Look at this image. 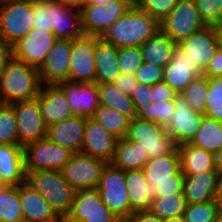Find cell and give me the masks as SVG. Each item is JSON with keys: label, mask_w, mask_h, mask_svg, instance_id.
Instances as JSON below:
<instances>
[{"label": "cell", "mask_w": 222, "mask_h": 222, "mask_svg": "<svg viewBox=\"0 0 222 222\" xmlns=\"http://www.w3.org/2000/svg\"><path fill=\"white\" fill-rule=\"evenodd\" d=\"M10 185H8L6 182H4V181H2L1 179H0V194H2L3 193V191L7 188V187H9Z\"/></svg>", "instance_id": "60"}, {"label": "cell", "mask_w": 222, "mask_h": 222, "mask_svg": "<svg viewBox=\"0 0 222 222\" xmlns=\"http://www.w3.org/2000/svg\"><path fill=\"white\" fill-rule=\"evenodd\" d=\"M25 171L57 170L63 166L74 154L70 150L44 139L31 142L23 147Z\"/></svg>", "instance_id": "10"}, {"label": "cell", "mask_w": 222, "mask_h": 222, "mask_svg": "<svg viewBox=\"0 0 222 222\" xmlns=\"http://www.w3.org/2000/svg\"><path fill=\"white\" fill-rule=\"evenodd\" d=\"M203 76L215 77L222 76V49H218L214 57L209 62L208 67L203 72Z\"/></svg>", "instance_id": "51"}, {"label": "cell", "mask_w": 222, "mask_h": 222, "mask_svg": "<svg viewBox=\"0 0 222 222\" xmlns=\"http://www.w3.org/2000/svg\"><path fill=\"white\" fill-rule=\"evenodd\" d=\"M124 222H163L149 210L135 211Z\"/></svg>", "instance_id": "52"}, {"label": "cell", "mask_w": 222, "mask_h": 222, "mask_svg": "<svg viewBox=\"0 0 222 222\" xmlns=\"http://www.w3.org/2000/svg\"><path fill=\"white\" fill-rule=\"evenodd\" d=\"M33 29L53 32L57 39L73 40L84 34L80 8L56 0L34 1Z\"/></svg>", "instance_id": "1"}, {"label": "cell", "mask_w": 222, "mask_h": 222, "mask_svg": "<svg viewBox=\"0 0 222 222\" xmlns=\"http://www.w3.org/2000/svg\"><path fill=\"white\" fill-rule=\"evenodd\" d=\"M58 85L63 89L67 103L73 115L92 117L98 108V89L96 82L62 81Z\"/></svg>", "instance_id": "20"}, {"label": "cell", "mask_w": 222, "mask_h": 222, "mask_svg": "<svg viewBox=\"0 0 222 222\" xmlns=\"http://www.w3.org/2000/svg\"><path fill=\"white\" fill-rule=\"evenodd\" d=\"M204 27L195 0H177L173 10L160 23V30L177 44Z\"/></svg>", "instance_id": "8"}, {"label": "cell", "mask_w": 222, "mask_h": 222, "mask_svg": "<svg viewBox=\"0 0 222 222\" xmlns=\"http://www.w3.org/2000/svg\"><path fill=\"white\" fill-rule=\"evenodd\" d=\"M187 55L193 65L202 72L219 49L216 33L212 26H205L177 44Z\"/></svg>", "instance_id": "17"}, {"label": "cell", "mask_w": 222, "mask_h": 222, "mask_svg": "<svg viewBox=\"0 0 222 222\" xmlns=\"http://www.w3.org/2000/svg\"><path fill=\"white\" fill-rule=\"evenodd\" d=\"M163 222H185L182 215L177 217H172L170 219L164 220Z\"/></svg>", "instance_id": "59"}, {"label": "cell", "mask_w": 222, "mask_h": 222, "mask_svg": "<svg viewBox=\"0 0 222 222\" xmlns=\"http://www.w3.org/2000/svg\"><path fill=\"white\" fill-rule=\"evenodd\" d=\"M34 1L16 0L0 4V38L11 45L33 29Z\"/></svg>", "instance_id": "7"}, {"label": "cell", "mask_w": 222, "mask_h": 222, "mask_svg": "<svg viewBox=\"0 0 222 222\" xmlns=\"http://www.w3.org/2000/svg\"><path fill=\"white\" fill-rule=\"evenodd\" d=\"M118 140L94 118L86 117L81 153L110 163Z\"/></svg>", "instance_id": "19"}, {"label": "cell", "mask_w": 222, "mask_h": 222, "mask_svg": "<svg viewBox=\"0 0 222 222\" xmlns=\"http://www.w3.org/2000/svg\"><path fill=\"white\" fill-rule=\"evenodd\" d=\"M8 1H16V0H0V4L8 2Z\"/></svg>", "instance_id": "63"}, {"label": "cell", "mask_w": 222, "mask_h": 222, "mask_svg": "<svg viewBox=\"0 0 222 222\" xmlns=\"http://www.w3.org/2000/svg\"><path fill=\"white\" fill-rule=\"evenodd\" d=\"M163 74L164 68L143 62L134 75L139 83L154 85L163 81Z\"/></svg>", "instance_id": "46"}, {"label": "cell", "mask_w": 222, "mask_h": 222, "mask_svg": "<svg viewBox=\"0 0 222 222\" xmlns=\"http://www.w3.org/2000/svg\"><path fill=\"white\" fill-rule=\"evenodd\" d=\"M177 150L180 155L181 171L184 174L216 171L215 154L189 142L179 144Z\"/></svg>", "instance_id": "29"}, {"label": "cell", "mask_w": 222, "mask_h": 222, "mask_svg": "<svg viewBox=\"0 0 222 222\" xmlns=\"http://www.w3.org/2000/svg\"><path fill=\"white\" fill-rule=\"evenodd\" d=\"M216 171L222 174V150L215 155Z\"/></svg>", "instance_id": "56"}, {"label": "cell", "mask_w": 222, "mask_h": 222, "mask_svg": "<svg viewBox=\"0 0 222 222\" xmlns=\"http://www.w3.org/2000/svg\"><path fill=\"white\" fill-rule=\"evenodd\" d=\"M144 62L140 46L118 48L117 63L124 75H134Z\"/></svg>", "instance_id": "43"}, {"label": "cell", "mask_w": 222, "mask_h": 222, "mask_svg": "<svg viewBox=\"0 0 222 222\" xmlns=\"http://www.w3.org/2000/svg\"><path fill=\"white\" fill-rule=\"evenodd\" d=\"M204 116L222 122V76L208 77Z\"/></svg>", "instance_id": "40"}, {"label": "cell", "mask_w": 222, "mask_h": 222, "mask_svg": "<svg viewBox=\"0 0 222 222\" xmlns=\"http://www.w3.org/2000/svg\"><path fill=\"white\" fill-rule=\"evenodd\" d=\"M96 36L83 35L72 40L69 81L95 82Z\"/></svg>", "instance_id": "15"}, {"label": "cell", "mask_w": 222, "mask_h": 222, "mask_svg": "<svg viewBox=\"0 0 222 222\" xmlns=\"http://www.w3.org/2000/svg\"><path fill=\"white\" fill-rule=\"evenodd\" d=\"M66 222H121L103 203L98 190H76Z\"/></svg>", "instance_id": "11"}, {"label": "cell", "mask_w": 222, "mask_h": 222, "mask_svg": "<svg viewBox=\"0 0 222 222\" xmlns=\"http://www.w3.org/2000/svg\"><path fill=\"white\" fill-rule=\"evenodd\" d=\"M160 30V24L137 5H132L101 36L114 46L134 47L143 44Z\"/></svg>", "instance_id": "2"}, {"label": "cell", "mask_w": 222, "mask_h": 222, "mask_svg": "<svg viewBox=\"0 0 222 222\" xmlns=\"http://www.w3.org/2000/svg\"><path fill=\"white\" fill-rule=\"evenodd\" d=\"M26 182L64 219L69 213L76 190L57 170L26 171Z\"/></svg>", "instance_id": "4"}, {"label": "cell", "mask_w": 222, "mask_h": 222, "mask_svg": "<svg viewBox=\"0 0 222 222\" xmlns=\"http://www.w3.org/2000/svg\"><path fill=\"white\" fill-rule=\"evenodd\" d=\"M17 121L18 144L24 147L46 137L47 126L44 123L38 102L36 99L19 101L10 104Z\"/></svg>", "instance_id": "13"}, {"label": "cell", "mask_w": 222, "mask_h": 222, "mask_svg": "<svg viewBox=\"0 0 222 222\" xmlns=\"http://www.w3.org/2000/svg\"><path fill=\"white\" fill-rule=\"evenodd\" d=\"M151 102H163L167 100H175L178 93L173 90L164 81L152 85Z\"/></svg>", "instance_id": "48"}, {"label": "cell", "mask_w": 222, "mask_h": 222, "mask_svg": "<svg viewBox=\"0 0 222 222\" xmlns=\"http://www.w3.org/2000/svg\"><path fill=\"white\" fill-rule=\"evenodd\" d=\"M184 175L183 194L187 204L216 200L219 176L217 171Z\"/></svg>", "instance_id": "25"}, {"label": "cell", "mask_w": 222, "mask_h": 222, "mask_svg": "<svg viewBox=\"0 0 222 222\" xmlns=\"http://www.w3.org/2000/svg\"><path fill=\"white\" fill-rule=\"evenodd\" d=\"M99 105L114 108L130 120L137 117L130 95L122 93L114 83H96Z\"/></svg>", "instance_id": "33"}, {"label": "cell", "mask_w": 222, "mask_h": 222, "mask_svg": "<svg viewBox=\"0 0 222 222\" xmlns=\"http://www.w3.org/2000/svg\"><path fill=\"white\" fill-rule=\"evenodd\" d=\"M56 41L53 32L32 29L12 45L13 58L39 69Z\"/></svg>", "instance_id": "14"}, {"label": "cell", "mask_w": 222, "mask_h": 222, "mask_svg": "<svg viewBox=\"0 0 222 222\" xmlns=\"http://www.w3.org/2000/svg\"><path fill=\"white\" fill-rule=\"evenodd\" d=\"M208 92V77L199 76L180 93L194 111L204 114L206 95Z\"/></svg>", "instance_id": "41"}, {"label": "cell", "mask_w": 222, "mask_h": 222, "mask_svg": "<svg viewBox=\"0 0 222 222\" xmlns=\"http://www.w3.org/2000/svg\"><path fill=\"white\" fill-rule=\"evenodd\" d=\"M106 164L101 159L83 153H74L63 166L61 172L63 178L75 190L95 189Z\"/></svg>", "instance_id": "12"}, {"label": "cell", "mask_w": 222, "mask_h": 222, "mask_svg": "<svg viewBox=\"0 0 222 222\" xmlns=\"http://www.w3.org/2000/svg\"><path fill=\"white\" fill-rule=\"evenodd\" d=\"M184 173L180 170L175 174V180H164L156 186L157 197L168 196L175 193H183Z\"/></svg>", "instance_id": "47"}, {"label": "cell", "mask_w": 222, "mask_h": 222, "mask_svg": "<svg viewBox=\"0 0 222 222\" xmlns=\"http://www.w3.org/2000/svg\"><path fill=\"white\" fill-rule=\"evenodd\" d=\"M92 118L102 124V126L117 139L126 138L130 119L114 108L98 105Z\"/></svg>", "instance_id": "35"}, {"label": "cell", "mask_w": 222, "mask_h": 222, "mask_svg": "<svg viewBox=\"0 0 222 222\" xmlns=\"http://www.w3.org/2000/svg\"><path fill=\"white\" fill-rule=\"evenodd\" d=\"M148 150H144L137 142L127 138L117 141L116 149L110 164L121 170L143 169L149 161Z\"/></svg>", "instance_id": "31"}, {"label": "cell", "mask_w": 222, "mask_h": 222, "mask_svg": "<svg viewBox=\"0 0 222 222\" xmlns=\"http://www.w3.org/2000/svg\"><path fill=\"white\" fill-rule=\"evenodd\" d=\"M132 5H136L138 2H139V0H128Z\"/></svg>", "instance_id": "61"}, {"label": "cell", "mask_w": 222, "mask_h": 222, "mask_svg": "<svg viewBox=\"0 0 222 222\" xmlns=\"http://www.w3.org/2000/svg\"><path fill=\"white\" fill-rule=\"evenodd\" d=\"M109 0H82V6H89L95 4L105 5Z\"/></svg>", "instance_id": "58"}, {"label": "cell", "mask_w": 222, "mask_h": 222, "mask_svg": "<svg viewBox=\"0 0 222 222\" xmlns=\"http://www.w3.org/2000/svg\"><path fill=\"white\" fill-rule=\"evenodd\" d=\"M189 143L216 155L222 150V122L204 117Z\"/></svg>", "instance_id": "34"}, {"label": "cell", "mask_w": 222, "mask_h": 222, "mask_svg": "<svg viewBox=\"0 0 222 222\" xmlns=\"http://www.w3.org/2000/svg\"><path fill=\"white\" fill-rule=\"evenodd\" d=\"M0 144H18L17 121L10 104H0Z\"/></svg>", "instance_id": "42"}, {"label": "cell", "mask_w": 222, "mask_h": 222, "mask_svg": "<svg viewBox=\"0 0 222 222\" xmlns=\"http://www.w3.org/2000/svg\"><path fill=\"white\" fill-rule=\"evenodd\" d=\"M40 87L38 69L12 58L0 74V103L35 99Z\"/></svg>", "instance_id": "3"}, {"label": "cell", "mask_w": 222, "mask_h": 222, "mask_svg": "<svg viewBox=\"0 0 222 222\" xmlns=\"http://www.w3.org/2000/svg\"><path fill=\"white\" fill-rule=\"evenodd\" d=\"M72 40L57 39L38 69L41 84H58L69 80Z\"/></svg>", "instance_id": "18"}, {"label": "cell", "mask_w": 222, "mask_h": 222, "mask_svg": "<svg viewBox=\"0 0 222 222\" xmlns=\"http://www.w3.org/2000/svg\"><path fill=\"white\" fill-rule=\"evenodd\" d=\"M200 19L205 26L220 24L222 20V0H195Z\"/></svg>", "instance_id": "44"}, {"label": "cell", "mask_w": 222, "mask_h": 222, "mask_svg": "<svg viewBox=\"0 0 222 222\" xmlns=\"http://www.w3.org/2000/svg\"><path fill=\"white\" fill-rule=\"evenodd\" d=\"M113 83L122 93L130 95L139 82L135 75H124L120 73Z\"/></svg>", "instance_id": "50"}, {"label": "cell", "mask_w": 222, "mask_h": 222, "mask_svg": "<svg viewBox=\"0 0 222 222\" xmlns=\"http://www.w3.org/2000/svg\"><path fill=\"white\" fill-rule=\"evenodd\" d=\"M126 138L148 150L149 159L172 154L178 146L167 134L164 126L138 117L130 120Z\"/></svg>", "instance_id": "6"}, {"label": "cell", "mask_w": 222, "mask_h": 222, "mask_svg": "<svg viewBox=\"0 0 222 222\" xmlns=\"http://www.w3.org/2000/svg\"><path fill=\"white\" fill-rule=\"evenodd\" d=\"M216 200L220 203L222 208V174L218 176Z\"/></svg>", "instance_id": "54"}, {"label": "cell", "mask_w": 222, "mask_h": 222, "mask_svg": "<svg viewBox=\"0 0 222 222\" xmlns=\"http://www.w3.org/2000/svg\"><path fill=\"white\" fill-rule=\"evenodd\" d=\"M126 187L125 171L107 163L96 189L103 203L121 222L133 213Z\"/></svg>", "instance_id": "5"}, {"label": "cell", "mask_w": 222, "mask_h": 222, "mask_svg": "<svg viewBox=\"0 0 222 222\" xmlns=\"http://www.w3.org/2000/svg\"><path fill=\"white\" fill-rule=\"evenodd\" d=\"M86 117L72 115L47 126L46 138L73 153H81L84 141Z\"/></svg>", "instance_id": "21"}, {"label": "cell", "mask_w": 222, "mask_h": 222, "mask_svg": "<svg viewBox=\"0 0 222 222\" xmlns=\"http://www.w3.org/2000/svg\"><path fill=\"white\" fill-rule=\"evenodd\" d=\"M0 218L2 222H24L19 201V185L9 186L0 194Z\"/></svg>", "instance_id": "37"}, {"label": "cell", "mask_w": 222, "mask_h": 222, "mask_svg": "<svg viewBox=\"0 0 222 222\" xmlns=\"http://www.w3.org/2000/svg\"><path fill=\"white\" fill-rule=\"evenodd\" d=\"M125 179L130 209L133 212L148 210L157 198L155 184L147 181L142 169L126 170Z\"/></svg>", "instance_id": "27"}, {"label": "cell", "mask_w": 222, "mask_h": 222, "mask_svg": "<svg viewBox=\"0 0 222 222\" xmlns=\"http://www.w3.org/2000/svg\"><path fill=\"white\" fill-rule=\"evenodd\" d=\"M186 205L184 194L175 193L168 196L157 197L150 204L148 210L164 221L183 215Z\"/></svg>", "instance_id": "36"}, {"label": "cell", "mask_w": 222, "mask_h": 222, "mask_svg": "<svg viewBox=\"0 0 222 222\" xmlns=\"http://www.w3.org/2000/svg\"><path fill=\"white\" fill-rule=\"evenodd\" d=\"M176 2L177 0H139L136 5L160 24L173 10Z\"/></svg>", "instance_id": "45"}, {"label": "cell", "mask_w": 222, "mask_h": 222, "mask_svg": "<svg viewBox=\"0 0 222 222\" xmlns=\"http://www.w3.org/2000/svg\"><path fill=\"white\" fill-rule=\"evenodd\" d=\"M137 117L165 126L175 110V100L150 102L145 107H135Z\"/></svg>", "instance_id": "39"}, {"label": "cell", "mask_w": 222, "mask_h": 222, "mask_svg": "<svg viewBox=\"0 0 222 222\" xmlns=\"http://www.w3.org/2000/svg\"><path fill=\"white\" fill-rule=\"evenodd\" d=\"M118 47L104 41L101 37H96L95 48V82L113 83L119 76V66L117 63Z\"/></svg>", "instance_id": "28"}, {"label": "cell", "mask_w": 222, "mask_h": 222, "mask_svg": "<svg viewBox=\"0 0 222 222\" xmlns=\"http://www.w3.org/2000/svg\"><path fill=\"white\" fill-rule=\"evenodd\" d=\"M199 76H203V72L193 65L186 53L177 45L170 62L164 67L163 81L180 94Z\"/></svg>", "instance_id": "23"}, {"label": "cell", "mask_w": 222, "mask_h": 222, "mask_svg": "<svg viewBox=\"0 0 222 222\" xmlns=\"http://www.w3.org/2000/svg\"><path fill=\"white\" fill-rule=\"evenodd\" d=\"M214 31L216 33L218 46L222 49V23L213 26Z\"/></svg>", "instance_id": "55"}, {"label": "cell", "mask_w": 222, "mask_h": 222, "mask_svg": "<svg viewBox=\"0 0 222 222\" xmlns=\"http://www.w3.org/2000/svg\"><path fill=\"white\" fill-rule=\"evenodd\" d=\"M0 179L10 186L26 182L24 151L19 144H0Z\"/></svg>", "instance_id": "26"}, {"label": "cell", "mask_w": 222, "mask_h": 222, "mask_svg": "<svg viewBox=\"0 0 222 222\" xmlns=\"http://www.w3.org/2000/svg\"><path fill=\"white\" fill-rule=\"evenodd\" d=\"M132 4L128 0H109L105 5L80 7L81 28L84 35L101 37Z\"/></svg>", "instance_id": "9"}, {"label": "cell", "mask_w": 222, "mask_h": 222, "mask_svg": "<svg viewBox=\"0 0 222 222\" xmlns=\"http://www.w3.org/2000/svg\"><path fill=\"white\" fill-rule=\"evenodd\" d=\"M19 201L25 222H60L62 218L27 182L19 184Z\"/></svg>", "instance_id": "24"}, {"label": "cell", "mask_w": 222, "mask_h": 222, "mask_svg": "<svg viewBox=\"0 0 222 222\" xmlns=\"http://www.w3.org/2000/svg\"><path fill=\"white\" fill-rule=\"evenodd\" d=\"M176 47L177 43L161 30L140 45L144 62L162 68L170 62Z\"/></svg>", "instance_id": "30"}, {"label": "cell", "mask_w": 222, "mask_h": 222, "mask_svg": "<svg viewBox=\"0 0 222 222\" xmlns=\"http://www.w3.org/2000/svg\"><path fill=\"white\" fill-rule=\"evenodd\" d=\"M222 213V208L217 200L205 203L187 204L183 212L185 222H215Z\"/></svg>", "instance_id": "38"}, {"label": "cell", "mask_w": 222, "mask_h": 222, "mask_svg": "<svg viewBox=\"0 0 222 222\" xmlns=\"http://www.w3.org/2000/svg\"><path fill=\"white\" fill-rule=\"evenodd\" d=\"M13 58V46L0 38V74Z\"/></svg>", "instance_id": "53"}, {"label": "cell", "mask_w": 222, "mask_h": 222, "mask_svg": "<svg viewBox=\"0 0 222 222\" xmlns=\"http://www.w3.org/2000/svg\"><path fill=\"white\" fill-rule=\"evenodd\" d=\"M61 2L64 5L76 6L80 8L82 6V0H56Z\"/></svg>", "instance_id": "57"}, {"label": "cell", "mask_w": 222, "mask_h": 222, "mask_svg": "<svg viewBox=\"0 0 222 222\" xmlns=\"http://www.w3.org/2000/svg\"><path fill=\"white\" fill-rule=\"evenodd\" d=\"M215 222H222V213H221L220 216L216 219Z\"/></svg>", "instance_id": "62"}, {"label": "cell", "mask_w": 222, "mask_h": 222, "mask_svg": "<svg viewBox=\"0 0 222 222\" xmlns=\"http://www.w3.org/2000/svg\"><path fill=\"white\" fill-rule=\"evenodd\" d=\"M151 90L152 85L138 83L132 93L130 94L131 99L134 102L135 107H145L151 102Z\"/></svg>", "instance_id": "49"}, {"label": "cell", "mask_w": 222, "mask_h": 222, "mask_svg": "<svg viewBox=\"0 0 222 222\" xmlns=\"http://www.w3.org/2000/svg\"><path fill=\"white\" fill-rule=\"evenodd\" d=\"M38 102L46 126L60 122L73 115L64 91L58 84H41Z\"/></svg>", "instance_id": "22"}, {"label": "cell", "mask_w": 222, "mask_h": 222, "mask_svg": "<svg viewBox=\"0 0 222 222\" xmlns=\"http://www.w3.org/2000/svg\"><path fill=\"white\" fill-rule=\"evenodd\" d=\"M204 117V114L191 109L184 97L178 94L175 110L164 128L177 145L187 143L195 136Z\"/></svg>", "instance_id": "16"}, {"label": "cell", "mask_w": 222, "mask_h": 222, "mask_svg": "<svg viewBox=\"0 0 222 222\" xmlns=\"http://www.w3.org/2000/svg\"><path fill=\"white\" fill-rule=\"evenodd\" d=\"M142 170L147 181L155 185L164 180H175V174L181 170L178 150L169 155L149 159Z\"/></svg>", "instance_id": "32"}]
</instances>
